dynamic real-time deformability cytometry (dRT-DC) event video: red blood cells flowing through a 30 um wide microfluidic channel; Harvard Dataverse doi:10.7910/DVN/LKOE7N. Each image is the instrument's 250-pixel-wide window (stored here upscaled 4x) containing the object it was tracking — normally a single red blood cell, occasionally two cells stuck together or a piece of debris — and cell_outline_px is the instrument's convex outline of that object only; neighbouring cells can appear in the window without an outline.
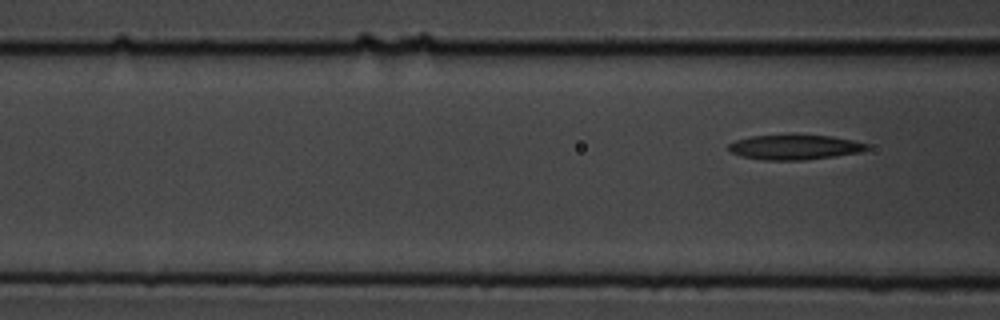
{"species": "common noctule bat (a hibernating species)", "species_latin": "Nyctalus noctula", "temperature_condition": "cold", "stored_images_in_passage": 3, "segment_of_instrument_passage": [2, 2], "camera_frame_rate_fps": 3000, "um_per_image_px": 0.085, "animal": {"sex": "male", "body_mass_g": 19.5, "forearm_length_mm": 54.6}, "frame": {"image": 1, "passage_image": 3, "time_ms": 3.0, "image_size_px": [1000, 320], "cell_outline_px": [[868, 148], [860, 152], [836, 156], [804, 160], [764, 160], [740, 156], [732, 152], [728, 148], [728, 144], [736, 140], [752, 136], [788, 132], [832, 136], [852, 140], [868, 144]], "centroid_in_image_um": [67.52, 12.47], "position_along_channel_um": 99.1, "area_um2": 20.81}}